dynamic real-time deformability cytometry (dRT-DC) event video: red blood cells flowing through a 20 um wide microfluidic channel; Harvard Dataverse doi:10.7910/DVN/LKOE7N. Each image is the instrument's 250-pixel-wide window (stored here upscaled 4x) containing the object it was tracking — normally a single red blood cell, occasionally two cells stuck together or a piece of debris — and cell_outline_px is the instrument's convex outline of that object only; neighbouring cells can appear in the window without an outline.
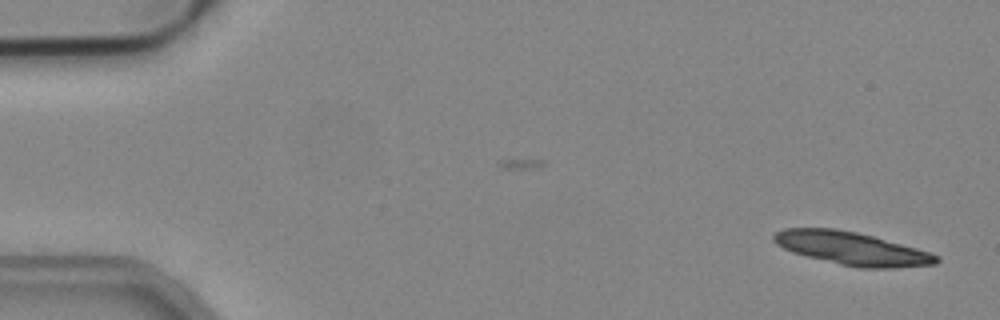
{"species": "common noctule bat (a hibernating species)", "species_latin": "Nyctalus noctula", "temperature_condition": "cold", "stored_images_in_passage": 19, "camera_frame_rate_fps": 3000, "um_per_image_px": 0.085, "animal": {"sex": "male", "body_mass_g": 19.2, "forearm_length_mm": 51.8}, "frame": {"image": 1, "passage_image": 1, "time_ms": 0.0, "image_size_px": [1000, 320], "cell_outline_px": [[940, 260], [936, 264], [896, 268], [860, 268], [840, 264], [792, 252], [776, 244], [772, 240], [772, 236], [776, 232], [784, 228], [836, 228], [856, 232], [872, 236], [916, 248], [940, 256]], "centroid_in_image_um": [72.4, 21.12], "position_along_channel_um": 12.6, "area_um2": 31.1}}